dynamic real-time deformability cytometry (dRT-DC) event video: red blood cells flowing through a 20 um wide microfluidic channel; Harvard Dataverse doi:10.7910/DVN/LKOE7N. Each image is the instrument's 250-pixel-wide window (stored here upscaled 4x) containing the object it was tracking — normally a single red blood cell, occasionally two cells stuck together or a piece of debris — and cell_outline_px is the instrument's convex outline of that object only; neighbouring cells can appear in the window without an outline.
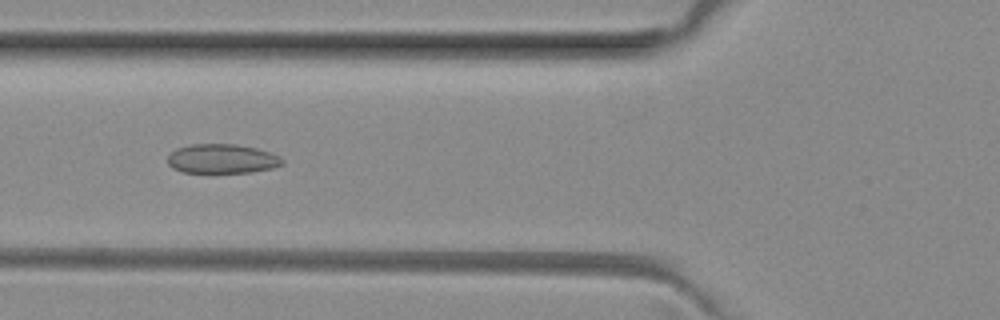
{"species": "common noctule bat (a hibernating species)", "species_latin": "Nyctalus noctula", "temperature_condition": "room temperature", "stored_images_in_passage": 51, "camera_frame_rate_fps": 3000, "um_per_image_px": 0.085, "animal": {"sex": "female", "body_mass_g": 29.2, "forearm_length_mm": 56.3}, "frame": {"image": 1, "passage_image": 19, "time_ms": 6.0, "image_size_px": [1000, 320], "cell_outline_px": [[284, 164], [272, 168], [252, 172], [180, 172], [172, 168], [168, 164], [168, 156], [176, 148], [188, 144], [236, 144], [256, 148], [280, 156], [284, 160]], "centroid_in_image_um": [18.86, 13.49], "position_along_channel_um": 106.9, "area_um2": 19.65}}
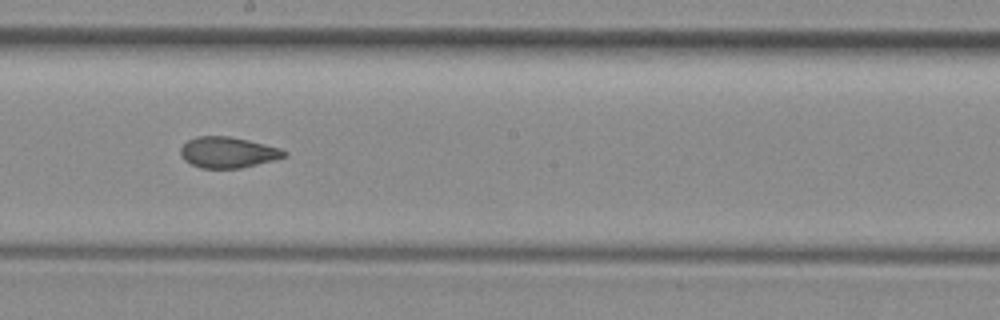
{"frame": {"image": 2, "passage_image": 28, "time_ms": 9.0, "image_size_px": [1000, 320], "cell_outline_px": [[288, 156], [240, 168], [200, 168], [184, 160], [180, 156], [180, 148], [188, 140], [196, 136], [228, 136], [248, 140], [280, 148], [288, 152]], "centroid_in_image_um": [19.35, 12.95], "position_along_channel_um": 228.8, "area_um2": 18.61}}
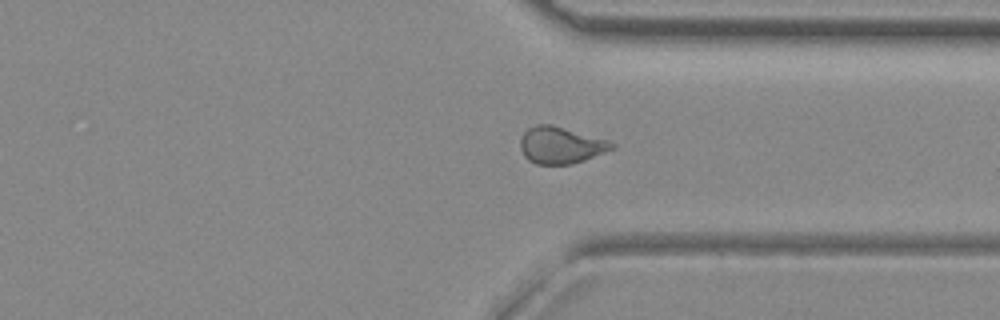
{"frame": {"image": 3, "passage_image": 38, "time_ms": 12.333, "image_size_px": [1000, 320], "cell_outline_px": [[616, 148], [584, 160], [572, 164], [536, 164], [528, 160], [524, 156], [520, 148], [520, 136], [528, 128], [536, 124], [552, 124], [608, 140], [616, 144]], "centroid_in_image_um": [47.65, 12.33], "position_along_channel_um": 363.7, "area_um2": 19.77}, "authors_computed_cell_mechanics": {"area_um2": 20.1722, "velocity_mm_per_s": 4.0612, "shape_relaxation_time_tau1_ms": null, "shape_relaxation_time_tau2_ms": 1.5957, "deformation_change_tau1": null, "deformation_change_tau2": 0.0707}}